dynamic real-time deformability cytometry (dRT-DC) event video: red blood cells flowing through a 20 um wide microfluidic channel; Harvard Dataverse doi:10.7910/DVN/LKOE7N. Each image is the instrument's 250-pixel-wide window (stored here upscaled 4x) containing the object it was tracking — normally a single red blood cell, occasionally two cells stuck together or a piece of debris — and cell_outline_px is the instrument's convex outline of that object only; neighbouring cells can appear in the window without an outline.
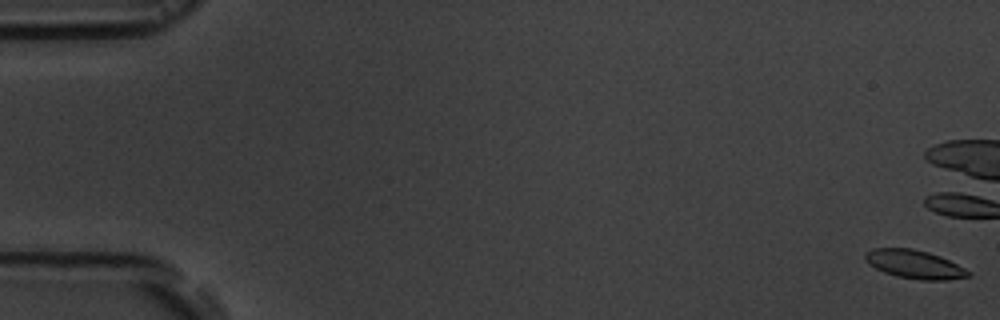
{"species": "common noctule bat (a hibernating species)", "species_latin": "Nyctalus noctula", "temperature_condition": "room temperature", "stored_images_in_passage": 4, "camera_frame_rate_fps": 3000, "um_per_image_px": 0.085, "animal": {"sex": "male", "body_mass_g": 19.5, "forearm_length_mm": 54.6}, "frame": {"image": 1, "passage_image": 1, "time_ms": 0.0, "image_size_px": [1000, 320], "cell_outline_px": [[972, 276], [948, 280], [920, 280], [896, 276], [884, 272], [868, 264], [864, 260], [864, 252], [872, 248], [912, 248], [928, 252], [940, 256], [972, 272]], "centroid_in_image_um": [77.72, 22.46], "position_along_channel_um": 7.3, "area_um2": 17.28}}